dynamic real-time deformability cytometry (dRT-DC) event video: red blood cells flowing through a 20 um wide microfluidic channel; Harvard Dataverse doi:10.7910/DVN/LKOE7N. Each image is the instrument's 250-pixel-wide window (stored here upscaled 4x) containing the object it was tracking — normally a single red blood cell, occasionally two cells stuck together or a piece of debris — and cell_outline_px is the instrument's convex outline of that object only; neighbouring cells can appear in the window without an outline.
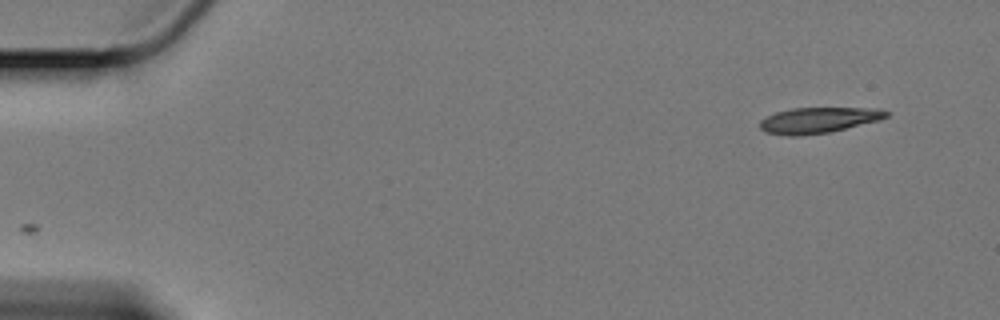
{"species": "Egyptian fruit bat (a non-hibernating species)", "species_latin": "Rousettus aegyptiacus", "temperature_condition": "cold", "stored_images_in_passage": 14, "camera_frame_rate_fps": 3000, "um_per_image_px": 0.085, "animal": {"sex": "female"}, "frame": {"image": 1, "passage_image": 1, "time_ms": 0.0, "image_size_px": [1000, 320], "cell_outline_px": [[892, 112], [888, 116], [880, 120], [828, 132], [796, 136], [788, 136], [764, 132], [760, 128], [760, 120], [776, 112], [792, 108], [876, 108]], "centroid_in_image_um": [69.58, 10.21], "position_along_channel_um": 15.4, "area_um2": 18.9}}
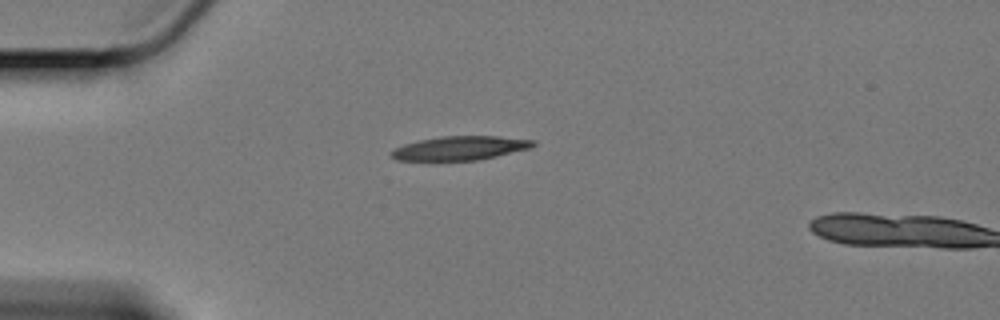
{"frame": {"image": 2, "passage_image": 12, "time_ms": 3.667, "image_size_px": [1000, 320], "cell_outline_px": [[536, 144], [532, 148], [496, 156], [476, 160], [396, 160], [388, 152], [404, 144], [420, 140], [440, 136], [500, 136], [536, 140]], "centroid_in_image_um": [39.15, 12.58], "position_along_channel_um": 45.9, "area_um2": 19.77}}